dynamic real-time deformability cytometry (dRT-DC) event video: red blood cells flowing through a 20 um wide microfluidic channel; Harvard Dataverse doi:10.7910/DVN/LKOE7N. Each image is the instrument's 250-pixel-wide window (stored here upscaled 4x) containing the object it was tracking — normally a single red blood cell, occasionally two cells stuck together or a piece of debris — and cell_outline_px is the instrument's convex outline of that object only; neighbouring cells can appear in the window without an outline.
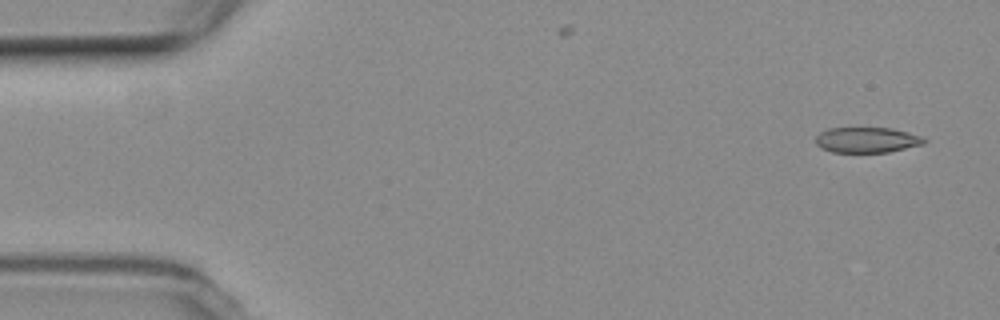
{"species": "common noctule bat (a hibernating species)", "species_latin": "Nyctalus noctula", "temperature_condition": "room temperature", "stored_images_in_passage": 2, "camera_frame_rate_fps": 3000, "um_per_image_px": 0.085, "animal": {"sex": "female", "body_mass_g": 19.3, "forearm_length_mm": 54.1}, "frame": {"image": 1, "passage_image": 2, "time_ms": 1.333, "image_size_px": [1000, 320], "cell_outline_px": [[928, 140], [924, 144], [888, 152], [832, 152], [820, 148], [816, 144], [816, 136], [820, 132], [828, 128], [892, 128], [924, 136]], "centroid_in_image_um": [73.71, 11.89], "position_along_channel_um": 11.3, "area_um2": 16.24}}